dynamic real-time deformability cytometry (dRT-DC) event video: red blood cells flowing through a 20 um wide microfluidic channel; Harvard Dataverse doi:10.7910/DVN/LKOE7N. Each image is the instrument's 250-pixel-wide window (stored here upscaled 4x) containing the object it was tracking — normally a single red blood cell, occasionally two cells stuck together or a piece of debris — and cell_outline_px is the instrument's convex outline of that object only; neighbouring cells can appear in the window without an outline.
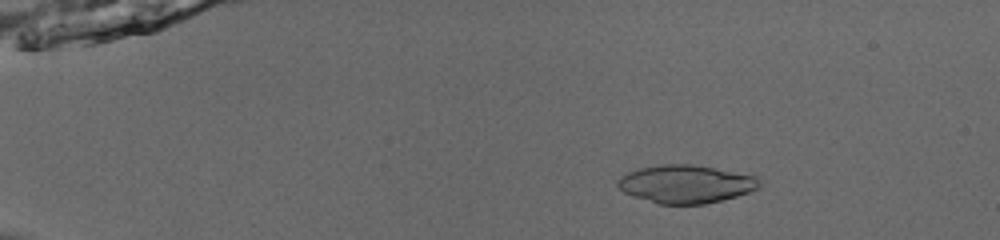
{"species": "common noctule bat (a hibernating species)", "species_latin": "Nyctalus noctula", "temperature_condition": "room temperature", "stored_images_in_passage": 53, "camera_frame_rate_fps": 3000, "um_per_image_px": 0.085, "animal": {"sex": "male", "body_mass_g": 13.0, "forearm_length_mm": 53.1}, "frame": {"image": 1, "passage_image": 10, "time_ms": 3.0, "image_size_px": [1000, 240], "cell_outline_px": [[760, 188], [724, 200], [704, 204], [660, 204], [632, 196], [624, 192], [616, 184], [616, 180], [620, 176], [628, 172], [640, 168], [660, 164], [692, 164], [716, 168], [760, 176]], "centroid_in_image_um": [58.32, 15.63], "position_along_channel_um": 26.7, "area_um2": 31.73}}